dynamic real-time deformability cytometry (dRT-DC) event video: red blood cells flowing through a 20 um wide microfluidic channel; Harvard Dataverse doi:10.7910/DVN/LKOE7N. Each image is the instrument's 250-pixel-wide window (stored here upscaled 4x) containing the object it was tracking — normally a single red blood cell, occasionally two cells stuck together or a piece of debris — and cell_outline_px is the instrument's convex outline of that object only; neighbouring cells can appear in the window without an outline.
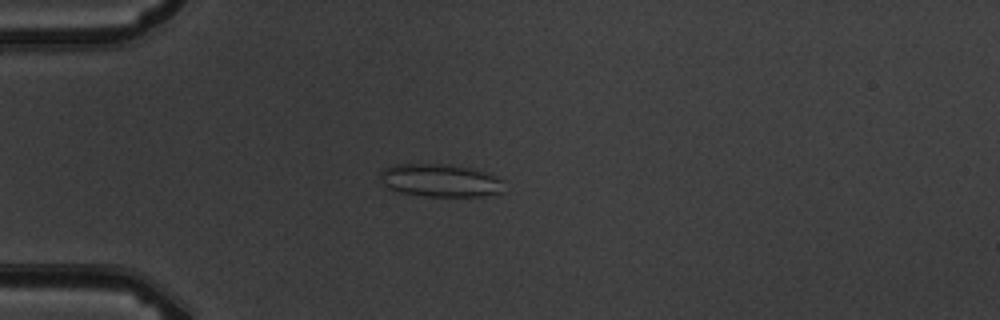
{"species": "common noctule bat (a hibernating species)", "species_latin": "Nyctalus noctula", "temperature_condition": "warm", "stored_images_in_passage": 4, "camera_frame_rate_fps": 3000, "um_per_image_px": 0.085, "animal": {"sex": "male", "body_mass_g": 19.5, "forearm_length_mm": 54.6}, "frame": {"image": 1, "passage_image": 4, "time_ms": 4.333, "image_size_px": [1000, 320], "cell_outline_px": [[504, 192], [484, 196], [424, 196], [404, 192], [388, 188], [380, 172], [384, 168], [396, 164], [452, 164], [484, 172], [496, 176], [504, 180]], "centroid_in_image_um": [37.5, 15.33], "position_along_channel_um": 47.5, "area_um2": 23.52}}